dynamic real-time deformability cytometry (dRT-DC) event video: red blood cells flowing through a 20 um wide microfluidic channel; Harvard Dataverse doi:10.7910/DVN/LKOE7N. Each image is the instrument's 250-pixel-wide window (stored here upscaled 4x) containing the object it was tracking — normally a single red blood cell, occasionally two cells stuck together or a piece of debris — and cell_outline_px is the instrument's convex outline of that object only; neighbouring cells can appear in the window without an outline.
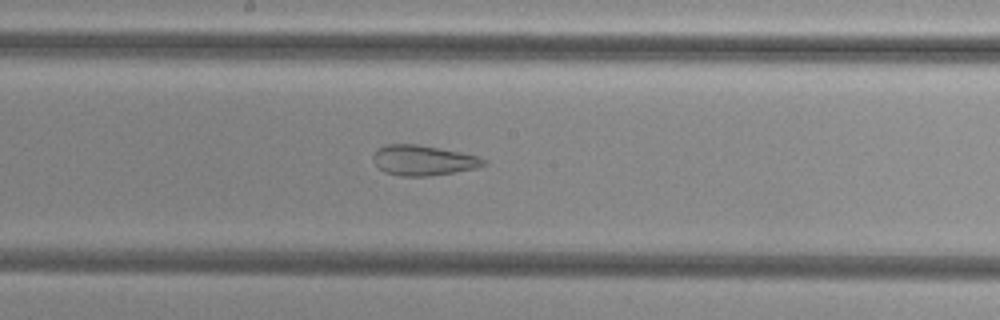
{"species": "common noctule bat (a hibernating species)", "species_latin": "Nyctalus noctula", "temperature_condition": "cold", "stored_images_in_passage": 55, "camera_frame_rate_fps": 3000, "um_per_image_px": 0.085, "animal": {"sex": "female", "body_mass_g": 29.2, "forearm_length_mm": 56.3}, "frame": {"image": 1, "passage_image": 30, "time_ms": 9.667, "image_size_px": [1000, 320], "cell_outline_px": [[488, 164], [476, 168], [428, 176], [400, 176], [384, 172], [372, 160], [372, 156], [384, 144], [420, 144], [480, 156], [488, 160]], "centroid_in_image_um": [36.0, 13.62], "position_along_channel_um": 212.2, "area_um2": 19.54}}
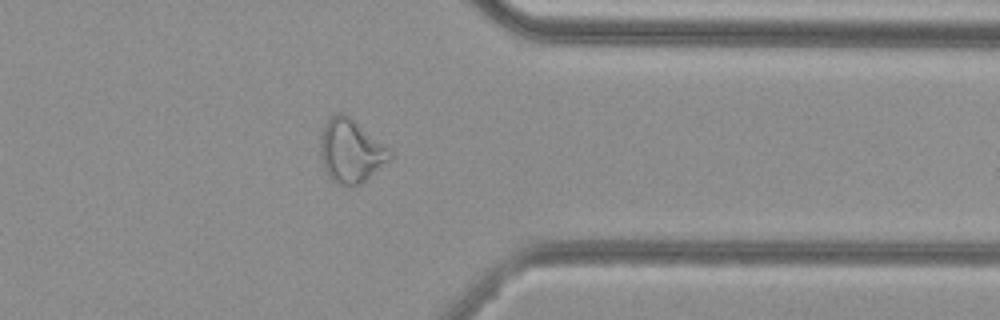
{"frame": {"image": 2, "passage_image": 44, "time_ms": 14.333, "image_size_px": [1000, 320], "cell_outline_px": [[392, 160], [364, 180], [356, 184], [336, 184], [328, 176], [324, 168], [320, 156], [320, 136], [324, 124], [336, 112], [344, 112], [392, 148]], "centroid_in_image_um": [29.85, 12.79], "position_along_channel_um": 381.6, "area_um2": 26.01}}
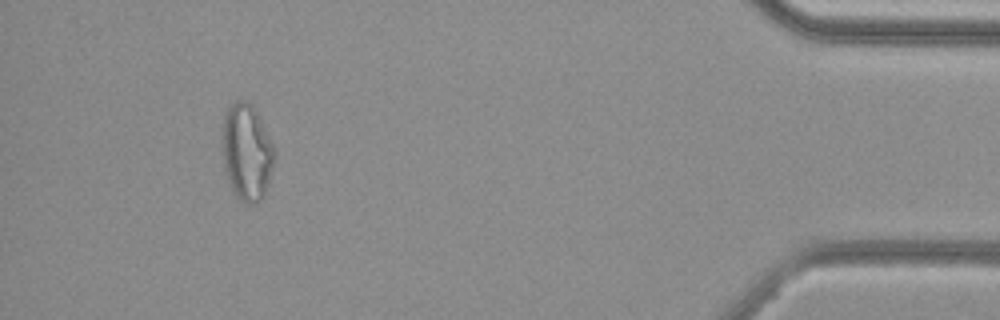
{"frame": {"image": 3, "passage_image": 51, "time_ms": 16.667, "image_size_px": [1000, 320], "cell_outline_px": [[276, 156], [264, 196], [260, 200], [252, 204], [248, 204], [240, 200], [236, 196], [228, 184], [224, 168], [224, 112], [236, 100], [248, 100], [252, 104], [276, 152]], "centroid_in_image_um": [20.98, 12.96], "position_along_channel_um": 414.2, "area_um2": 29.02}, "authors_computed_cell_mechanics": {"area_um2": 27.744, "velocity_mm_per_s": 3.7864, "shape_relaxation_time_tau1_ms": null, "shape_relaxation_time_tau2_ms": 1.8878, "deformation_change_tau1": null, "deformation_change_tau2": 0.0986}}